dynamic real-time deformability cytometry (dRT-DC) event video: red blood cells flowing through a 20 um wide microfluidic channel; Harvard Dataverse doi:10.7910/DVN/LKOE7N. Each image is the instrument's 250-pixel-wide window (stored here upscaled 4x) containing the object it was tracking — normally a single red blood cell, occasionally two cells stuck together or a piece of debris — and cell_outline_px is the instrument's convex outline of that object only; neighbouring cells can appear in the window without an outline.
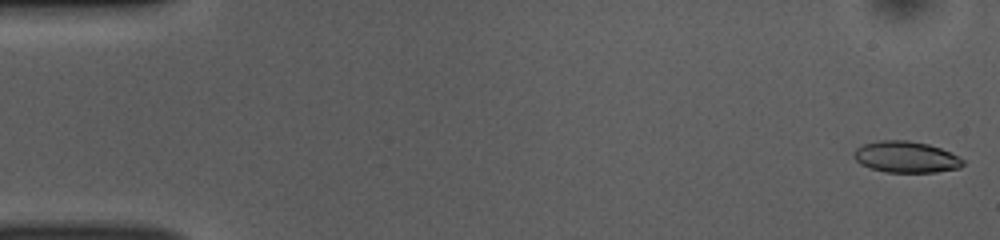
{"species": "common noctule bat (a hibernating species)", "species_latin": "Nyctalus noctula", "temperature_condition": "room temperature", "stored_images_in_passage": 51, "camera_frame_rate_fps": 3000, "um_per_image_px": 0.085, "animal": {"sex": "female", "body_mass_g": 10.0, "forearm_length_mm": 53.1}, "frame": {"image": 1, "passage_image": 1, "time_ms": 0.0, "image_size_px": [1000, 240], "cell_outline_px": [[964, 164], [960, 168], [936, 172], [884, 172], [868, 168], [860, 164], [852, 156], [852, 152], [856, 148], [864, 144], [880, 140], [908, 140], [928, 144], [940, 148], [964, 160]], "centroid_in_image_um": [76.96, 13.35], "position_along_channel_um": 8.0, "area_um2": 20.0}}
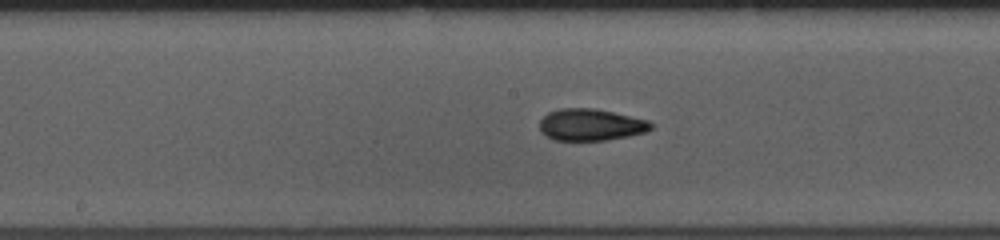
{"frame": {"image": 2, "passage_image": 26, "time_ms": 8.333, "image_size_px": [1000, 240], "cell_outline_px": [[652, 128], [644, 132], [628, 136], [604, 140], [556, 140], [540, 132], [540, 120], [548, 112], [560, 108], [596, 108], [648, 120], [652, 124]], "centroid_in_image_um": [50.2, 10.59], "position_along_channel_um": 198.0, "area_um2": 20.52}}
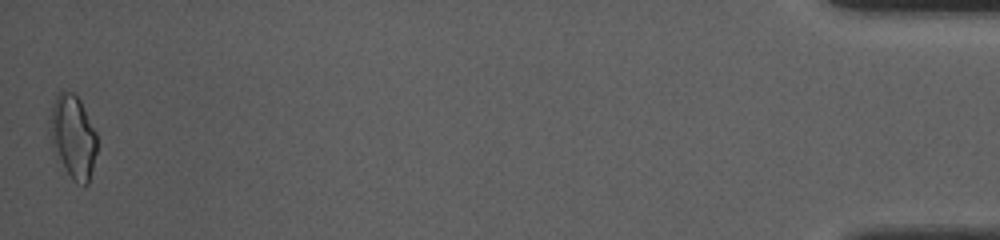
{"frame": {"image": 3, "passage_image": 51, "time_ms": 16.667, "image_size_px": [1000, 240], "cell_outline_px": [[96, 152], [88, 184], [76, 184], [72, 180], [52, 144], [48, 128], [52, 104], [60, 88], [64, 88], [72, 92], [80, 100], [96, 132]], "centroid_in_image_um": [6.19, 11.55], "position_along_channel_um": 429.0, "area_um2": 22.66}, "authors_computed_cell_mechanics": {"area_um2": 20.3456, "velocity_mm_per_s": 3.8774, "shape_relaxation_time_tau1_ms": 4.0233, "shape_relaxation_time_tau2_ms": 2.9157, "deformation_change_tau1": 0.1261, "deformation_change_tau2": 0.0717}}